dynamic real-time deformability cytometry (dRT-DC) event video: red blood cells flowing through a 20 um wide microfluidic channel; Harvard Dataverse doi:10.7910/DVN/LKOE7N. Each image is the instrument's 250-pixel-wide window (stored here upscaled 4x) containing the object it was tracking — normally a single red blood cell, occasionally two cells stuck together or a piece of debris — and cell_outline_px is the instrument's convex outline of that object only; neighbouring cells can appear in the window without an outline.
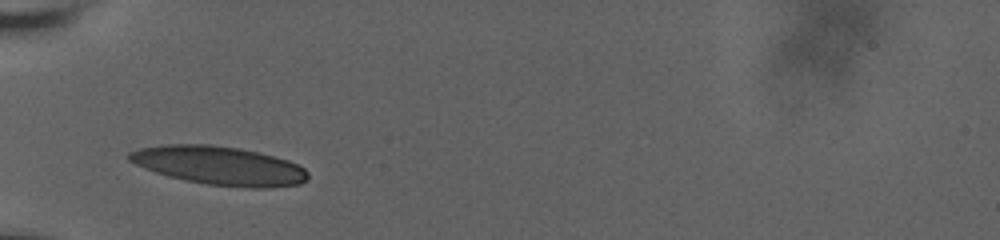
{"species": "human", "species_latin": "Homo sapiens", "temperature_condition": "room temperature", "stored_images_in_passage": 2, "camera_frame_rate_fps": 3000, "um_per_image_px": 0.085, "donor": {"sex": "male"}, "frame": {"image": 1, "passage_image": 1, "time_ms": 0.0, "image_size_px": [1000, 240], "cell_outline_px": [[308, 180], [300, 184], [272, 188], [252, 188], [208, 184], [184, 180], [168, 176], [156, 172], [136, 164], [128, 160], [128, 152], [140, 148], [164, 144], [208, 144], [240, 148], [260, 152], [276, 156], [288, 160], [304, 168], [308, 172]], "centroid_in_image_um": [18.68, 14.07], "position_along_channel_um": 66.3, "area_um2": 40.4}}